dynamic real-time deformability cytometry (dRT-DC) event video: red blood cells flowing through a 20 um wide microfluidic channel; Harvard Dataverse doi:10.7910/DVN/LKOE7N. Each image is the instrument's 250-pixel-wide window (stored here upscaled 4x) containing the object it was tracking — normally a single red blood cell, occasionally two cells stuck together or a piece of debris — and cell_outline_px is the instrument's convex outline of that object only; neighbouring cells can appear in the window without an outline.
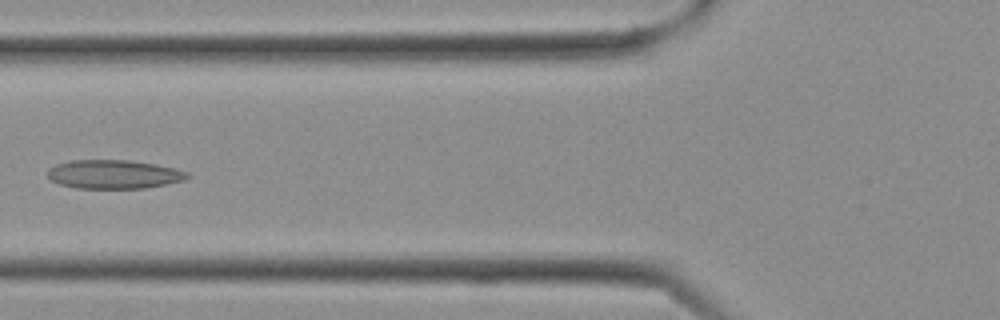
{"species": "Egyptian fruit bat (a non-hibernating species)", "species_latin": "Rousettus aegyptiacus", "temperature_condition": "cold", "stored_images_in_passage": 11, "camera_frame_rate_fps": 3000, "um_per_image_px": 0.085, "frame": {"image": 1, "passage_image": 10, "time_ms": 3.0, "image_size_px": [1000, 320], "cell_outline_px": [[192, 176], [184, 180], [144, 188], [76, 188], [60, 184], [52, 180], [48, 176], [48, 168], [56, 164], [72, 160], [128, 160], [156, 164], [176, 168], [188, 172]], "centroid_in_image_um": [9.69, 14.81], "position_along_channel_um": 116.1, "area_um2": 23.41}}